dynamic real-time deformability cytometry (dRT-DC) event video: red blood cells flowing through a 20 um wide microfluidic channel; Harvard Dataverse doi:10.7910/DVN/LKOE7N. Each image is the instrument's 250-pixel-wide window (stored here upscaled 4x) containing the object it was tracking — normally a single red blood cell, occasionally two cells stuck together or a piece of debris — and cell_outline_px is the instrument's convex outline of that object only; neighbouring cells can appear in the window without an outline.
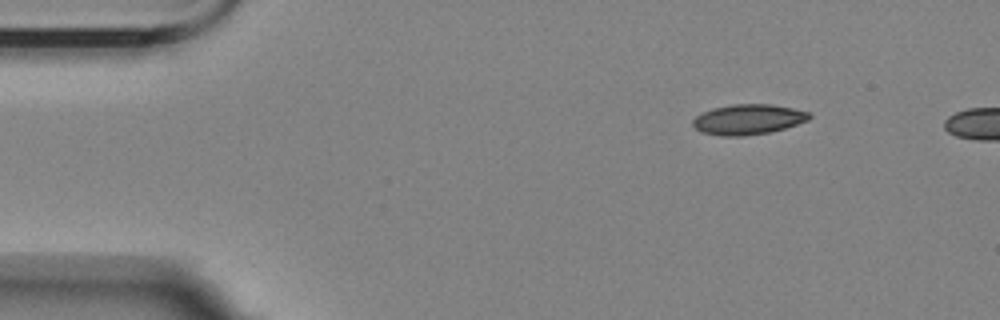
{"species": "Egyptian fruit bat (a non-hibernating species)", "species_latin": "Rousettus aegyptiacus", "temperature_condition": "room temperature", "stored_images_in_passage": 8, "camera_frame_rate_fps": 3000, "um_per_image_px": 0.085, "animal": {"sex": "female"}, "frame": {"image": 1, "passage_image": 1, "time_ms": 0.0, "image_size_px": [1000, 320], "cell_outline_px": [[812, 116], [808, 120], [772, 132], [744, 136], [720, 136], [700, 132], [692, 124], [692, 120], [696, 116], [712, 108], [732, 104], [772, 104], [812, 112]], "centroid_in_image_um": [63.6, 10.15], "position_along_channel_um": 21.4, "area_um2": 20.69}}
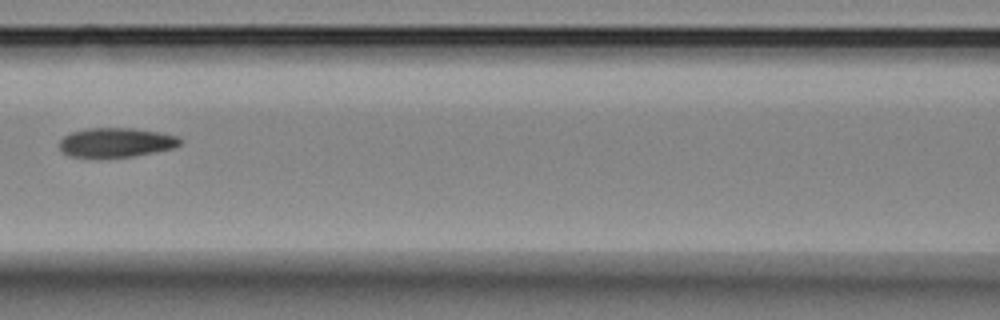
{"frame": {"image": 2, "passage_image": 6, "time_ms": 6.0, "image_size_px": [1000, 320], "cell_outline_px": [[180, 144], [172, 148], [132, 156], [68, 156], [60, 152], [60, 140], [64, 136], [72, 132], [88, 128], [132, 128], [160, 132], [176, 136], [180, 140]], "centroid_in_image_um": [9.83, 12.09], "position_along_channel_um": 156.8, "area_um2": 20.17}}
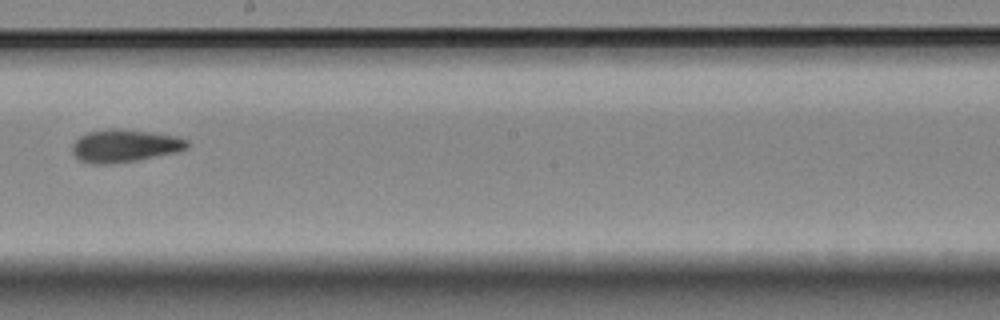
{"frame": {"image": 3, "passage_image": 8, "time_ms": 8.333, "image_size_px": [1000, 320], "cell_outline_px": [[188, 148], [176, 152], [136, 160], [112, 164], [92, 164], [80, 160], [72, 152], [72, 144], [80, 136], [88, 132], [108, 128], [120, 128], [176, 136], [188, 140]], "centroid_in_image_um": [10.57, 12.39], "position_along_channel_um": 237.6, "area_um2": 21.85}}